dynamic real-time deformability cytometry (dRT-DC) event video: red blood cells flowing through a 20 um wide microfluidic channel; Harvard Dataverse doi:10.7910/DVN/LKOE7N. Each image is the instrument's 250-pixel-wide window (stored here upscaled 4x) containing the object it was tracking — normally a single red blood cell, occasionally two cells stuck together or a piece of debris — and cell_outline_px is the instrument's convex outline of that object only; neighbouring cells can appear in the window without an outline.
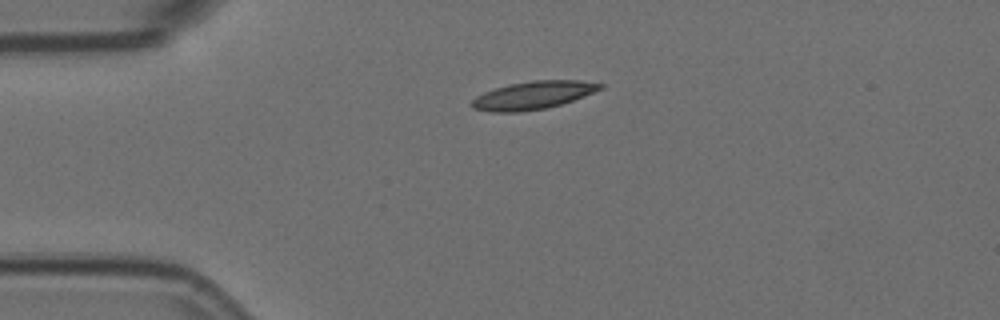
{"species": "Egyptian fruit bat (a non-hibernating species)", "species_latin": "Rousettus aegyptiacus", "temperature_condition": "room temperature", "stored_images_in_passage": 2, "camera_frame_rate_fps": 3000, "um_per_image_px": 0.085, "animal": {"sex": "female"}, "frame": {"image": 1, "passage_image": 1, "time_ms": 0.0, "image_size_px": [1000, 320], "cell_outline_px": [[604, 88], [572, 100], [560, 104], [544, 108], [520, 112], [488, 112], [472, 108], [468, 104], [476, 96], [484, 92], [508, 84], [532, 80], [580, 80], [604, 84]], "centroid_in_image_um": [45.26, 8.09], "position_along_channel_um": 39.7, "area_um2": 20.92}}